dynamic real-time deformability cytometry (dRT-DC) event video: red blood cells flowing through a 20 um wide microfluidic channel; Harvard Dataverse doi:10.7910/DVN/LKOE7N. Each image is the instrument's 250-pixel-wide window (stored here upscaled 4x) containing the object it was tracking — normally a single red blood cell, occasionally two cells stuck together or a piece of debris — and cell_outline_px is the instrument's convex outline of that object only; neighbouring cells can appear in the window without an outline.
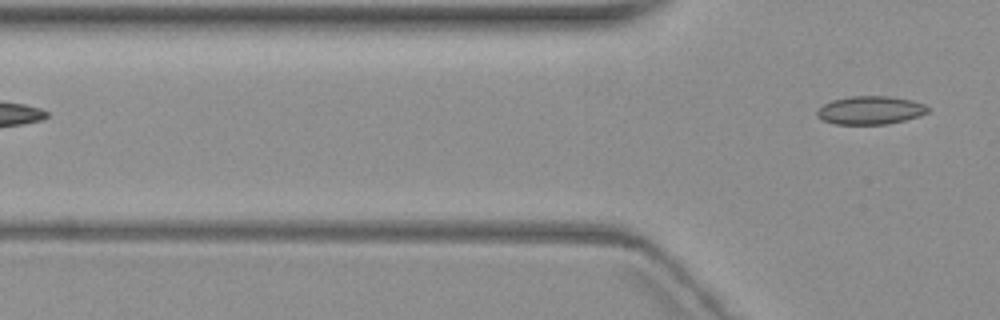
{"species": "common noctule bat (a hibernating species)", "species_latin": "Nyctalus noctula", "temperature_condition": "warm", "stored_images_in_passage": 4, "camera_frame_rate_fps": 3000, "um_per_image_px": 0.085, "animal": {"sex": "female", "body_mass_g": 19.3, "forearm_length_mm": 54.1}, "frame": {"image": 1, "passage_image": 4, "time_ms": 4.0, "image_size_px": [1000, 320], "cell_outline_px": [[928, 112], [920, 116], [888, 124], [836, 124], [824, 120], [816, 116], [816, 112], [824, 104], [832, 100], [848, 96], [888, 96], [912, 100], [924, 104], [928, 108]], "centroid_in_image_um": [73.98, 9.36], "position_along_channel_um": 51.8, "area_um2": 18.21}}